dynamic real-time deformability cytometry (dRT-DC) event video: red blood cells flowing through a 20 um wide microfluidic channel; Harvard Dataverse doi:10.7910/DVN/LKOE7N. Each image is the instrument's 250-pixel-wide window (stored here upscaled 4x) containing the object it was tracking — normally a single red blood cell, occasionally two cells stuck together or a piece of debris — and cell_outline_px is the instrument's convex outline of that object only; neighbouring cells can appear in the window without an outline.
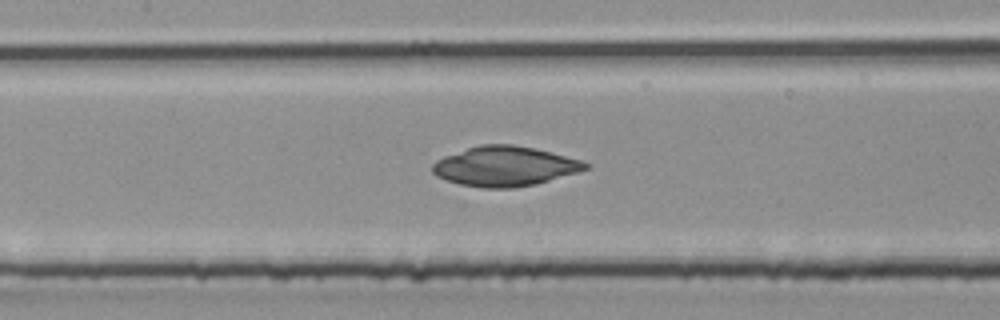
{"species": "common noctule bat (a hibernating species)", "species_latin": "Nyctalus noctula", "temperature_condition": "room temperature", "stored_images_in_passage": 22, "camera_frame_rate_fps": 3000, "um_per_image_px": 0.085, "animal": {"sex": "male", "body_mass_g": 20.4}, "frame": {"image": 1, "passage_image": 16, "time_ms": 5.0, "image_size_px": [1000, 320], "cell_outline_px": [[592, 164], [588, 168], [580, 172], [536, 184], [512, 188], [480, 188], [460, 184], [436, 176], [432, 172], [432, 164], [436, 160], [444, 156], [480, 144], [512, 144], [552, 152], [580, 160]], "centroid_in_image_um": [42.92, 14.14], "position_along_channel_um": 164.5, "area_um2": 35.55}}